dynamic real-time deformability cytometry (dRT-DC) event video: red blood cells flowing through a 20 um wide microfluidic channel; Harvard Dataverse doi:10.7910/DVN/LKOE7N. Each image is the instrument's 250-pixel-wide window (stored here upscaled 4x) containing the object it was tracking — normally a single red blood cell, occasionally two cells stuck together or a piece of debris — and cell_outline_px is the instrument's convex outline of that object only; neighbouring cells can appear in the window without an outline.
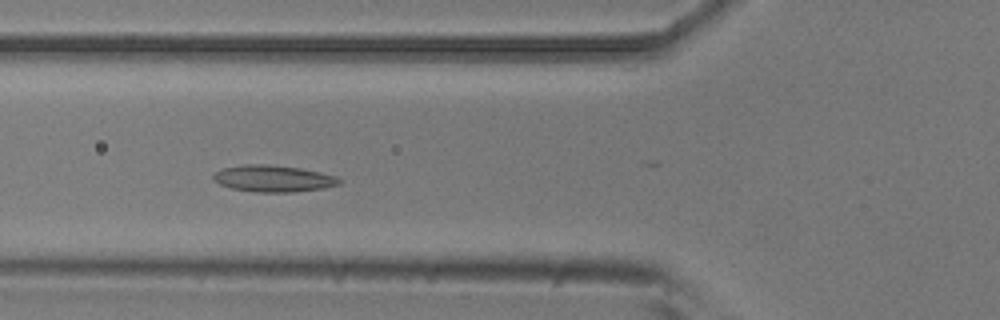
{"species": "common noctule bat (a hibernating species)", "species_latin": "Nyctalus noctula", "temperature_condition": "room temperature", "stored_images_in_passage": 42, "camera_frame_rate_fps": 3000, "um_per_image_px": 0.085, "animal": {"sex": "male", "body_mass_g": 20.5, "forearm_length_mm": 52.5}, "frame": {"image": 1, "passage_image": 15, "time_ms": 4.667, "image_size_px": [1000, 320], "cell_outline_px": [[344, 180], [340, 184], [324, 188], [292, 192], [256, 192], [232, 188], [220, 184], [212, 180], [212, 176], [216, 172], [224, 168], [244, 164], [268, 164], [300, 168], [320, 172], [336, 176]], "centroid_in_image_um": [23.25, 15.17], "position_along_channel_um": 102.5, "area_um2": 19.59}}
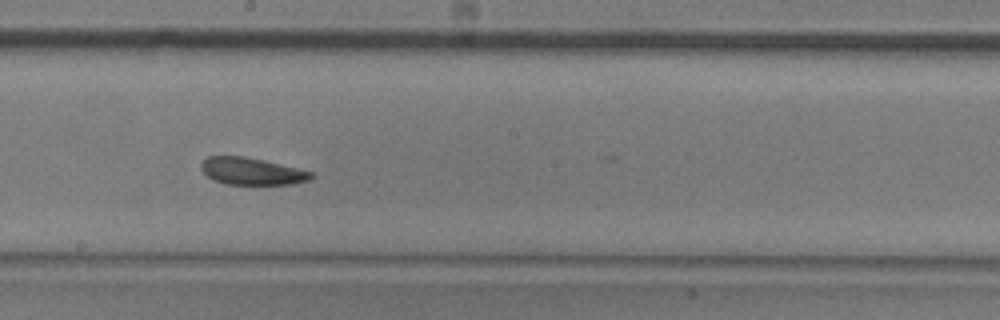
{"frame": {"image": 2, "passage_image": 25, "time_ms": 8.0, "image_size_px": [1000, 320], "cell_outline_px": [[316, 176], [308, 180], [292, 184], [224, 184], [212, 180], [200, 168], [200, 164], [208, 156], [244, 156], [264, 160], [312, 172]], "centroid_in_image_um": [21.38, 14.56], "position_along_channel_um": 226.8, "area_um2": 17.34}}
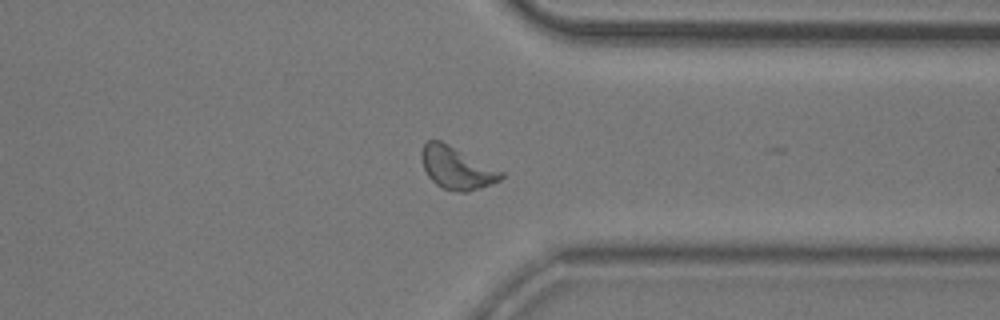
{"frame": {"image": 3, "passage_image": 37, "time_ms": 12.0, "image_size_px": [1000, 320], "cell_outline_px": [[504, 176], [500, 180], [492, 184], [468, 192], [460, 192], [444, 188], [436, 184], [428, 176], [424, 168], [420, 156], [420, 152], [424, 144], [428, 140], [440, 140], [504, 172]], "centroid_in_image_um": [38.81, 14.28], "position_along_channel_um": 372.6, "area_um2": 19.48}, "authors_computed_cell_mechanics": {"area_um2": 18.6983, "velocity_mm_per_s": 3.7163, "shape_relaxation_time_tau1_ms": 9.3579, "shape_relaxation_time_tau2_ms": 4.056, "deformation_change_tau1": 0.1921, "deformation_change_tau2": 0.1126}}